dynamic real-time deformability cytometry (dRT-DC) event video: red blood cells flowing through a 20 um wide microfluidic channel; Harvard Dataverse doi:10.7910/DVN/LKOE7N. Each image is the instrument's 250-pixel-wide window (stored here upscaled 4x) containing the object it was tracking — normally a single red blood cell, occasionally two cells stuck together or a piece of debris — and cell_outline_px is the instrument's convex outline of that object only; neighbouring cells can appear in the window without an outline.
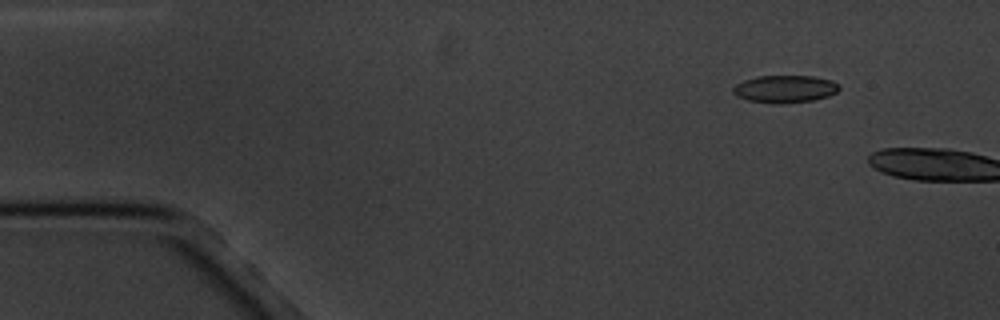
{"species": "common noctule bat (a hibernating species)", "species_latin": "Nyctalus noctula", "temperature_condition": "cold", "stored_images_in_passage": 3, "camera_frame_rate_fps": 3000, "um_per_image_px": 0.085, "animal": {"sex": "male", "body_mass_g": 20.1, "forearm_length_mm": 53.5}, "frame": {"image": 1, "passage_image": 2, "time_ms": 1.0, "image_size_px": [1000, 320], "cell_outline_px": [[840, 88], [836, 92], [828, 96], [812, 100], [780, 104], [776, 104], [748, 100], [736, 96], [732, 92], [732, 88], [736, 84], [744, 80], [756, 76], [812, 76], [832, 80], [840, 84]], "centroid_in_image_um": [66.71, 7.56], "position_along_channel_um": 18.3, "area_um2": 17.05}}